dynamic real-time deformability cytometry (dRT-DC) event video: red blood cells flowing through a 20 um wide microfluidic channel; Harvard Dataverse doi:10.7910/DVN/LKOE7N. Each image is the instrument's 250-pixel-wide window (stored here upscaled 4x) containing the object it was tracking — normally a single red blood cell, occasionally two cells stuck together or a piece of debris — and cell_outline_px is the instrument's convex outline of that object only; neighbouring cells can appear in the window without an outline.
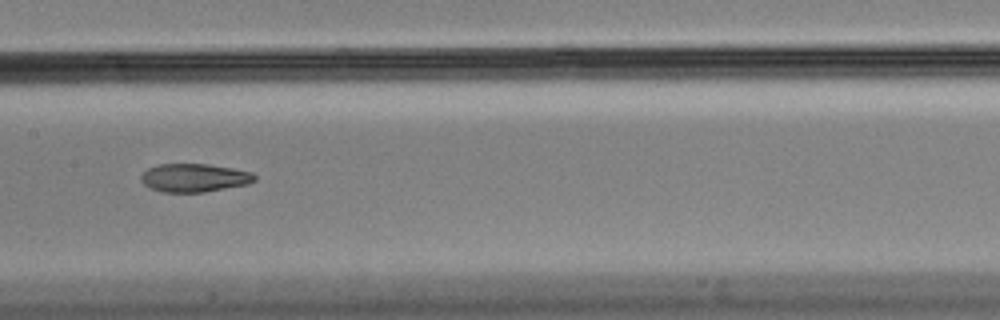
{"species": "Egyptian fruit bat (a non-hibernating species)", "species_latin": "Rousettus aegyptiacus", "temperature_condition": "cold", "stored_images_in_passage": 8, "camera_frame_rate_fps": 3000, "um_per_image_px": 0.085, "animal": {"sex": "male"}, "frame": {"image": 1, "passage_image": 7, "time_ms": 2.0, "image_size_px": [1000, 320], "cell_outline_px": [[256, 180], [248, 184], [204, 192], [160, 192], [144, 184], [140, 180], [140, 176], [148, 168], [160, 164], [208, 164], [232, 168], [252, 172], [256, 176]], "centroid_in_image_um": [16.52, 15.11], "position_along_channel_um": 190.9, "area_um2": 18.73}}
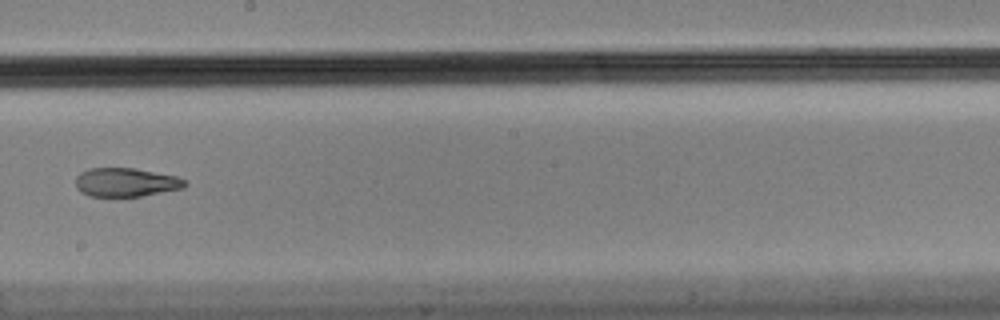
{"frame": {"image": 2, "passage_image": 8, "time_ms": 2.333, "image_size_px": [1000, 320], "cell_outline_px": [[188, 184], [184, 188], [140, 196], [88, 196], [80, 192], [76, 188], [76, 176], [80, 172], [88, 168], [136, 168], [176, 176], [184, 180]], "centroid_in_image_um": [10.67, 15.49], "position_along_channel_um": 237.5, "area_um2": 18.38}}